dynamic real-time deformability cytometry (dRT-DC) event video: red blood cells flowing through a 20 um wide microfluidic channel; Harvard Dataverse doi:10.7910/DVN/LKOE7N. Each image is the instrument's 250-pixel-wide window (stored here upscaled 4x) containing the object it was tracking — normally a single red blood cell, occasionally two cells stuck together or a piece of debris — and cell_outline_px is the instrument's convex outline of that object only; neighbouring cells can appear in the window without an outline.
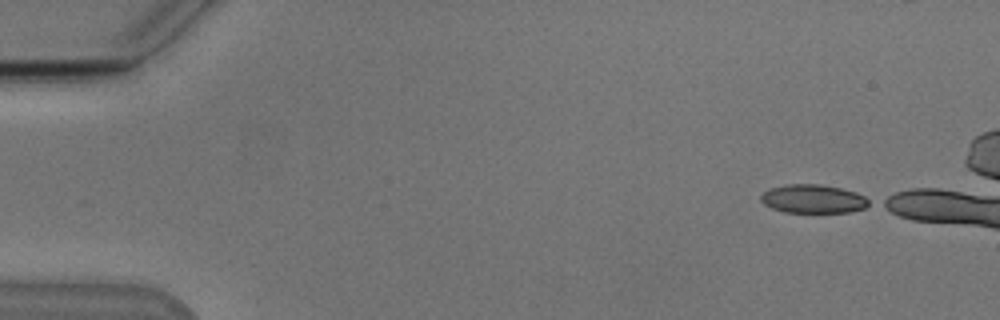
{"species": "Egyptian fruit bat (a non-hibernating species)", "species_latin": "Rousettus aegyptiacus", "temperature_condition": "cold", "stored_images_in_passage": 33, "camera_frame_rate_fps": 3000, "um_per_image_px": 0.085, "animal": {"sex": "male"}, "frame": {"image": 1, "passage_image": 1, "time_ms": 0.0, "image_size_px": [1000, 320], "cell_outline_px": [[872, 204], [864, 208], [848, 212], [784, 212], [772, 208], [764, 204], [760, 200], [760, 196], [768, 188], [784, 184], [820, 184], [840, 188], [856, 192], [872, 200]], "centroid_in_image_um": [69.13, 16.9], "position_along_channel_um": 15.9, "area_um2": 18.21}}
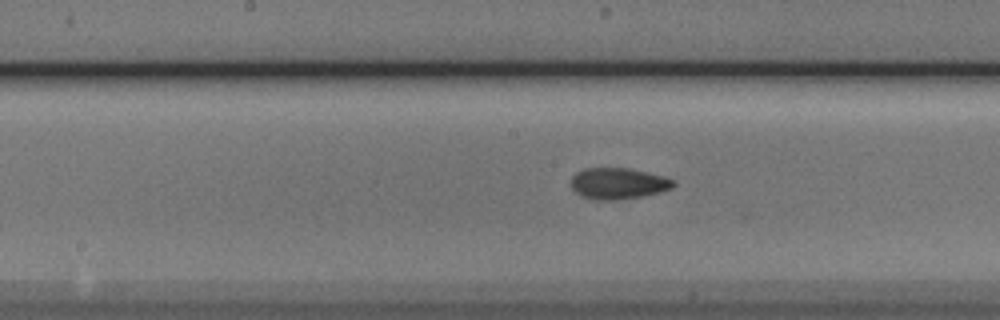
{"frame": {"image": 2, "passage_image": 24, "time_ms": 7.667, "image_size_px": [1000, 320], "cell_outline_px": [[676, 184], [672, 188], [660, 192], [640, 196], [612, 200], [596, 200], [580, 196], [572, 188], [572, 176], [576, 172], [584, 168], [628, 168], [648, 172], [664, 176], [672, 180]], "centroid_in_image_um": [52.53, 15.59], "position_along_channel_um": 195.7, "area_um2": 18.55}}
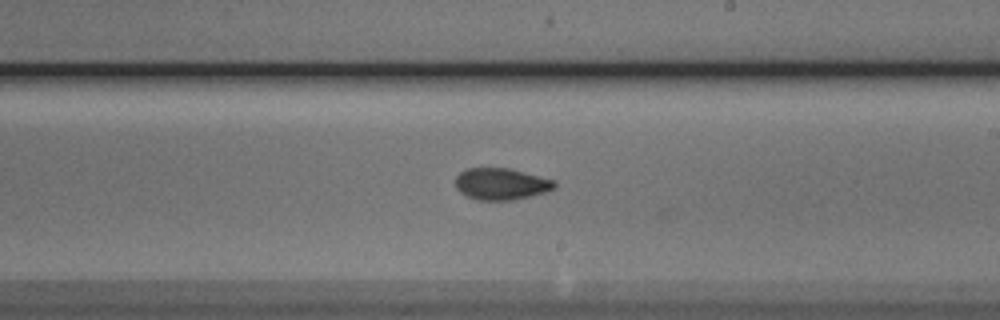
{"frame": {"image": 3, "passage_image": 28, "time_ms": 9.0, "image_size_px": [1000, 320], "cell_outline_px": [[556, 188], [544, 192], [512, 200], [476, 200], [460, 192], [456, 188], [456, 176], [460, 172], [468, 168], [508, 168], [556, 180]], "centroid_in_image_um": [42.6, 15.63], "position_along_channel_um": 246.4, "area_um2": 18.21}}